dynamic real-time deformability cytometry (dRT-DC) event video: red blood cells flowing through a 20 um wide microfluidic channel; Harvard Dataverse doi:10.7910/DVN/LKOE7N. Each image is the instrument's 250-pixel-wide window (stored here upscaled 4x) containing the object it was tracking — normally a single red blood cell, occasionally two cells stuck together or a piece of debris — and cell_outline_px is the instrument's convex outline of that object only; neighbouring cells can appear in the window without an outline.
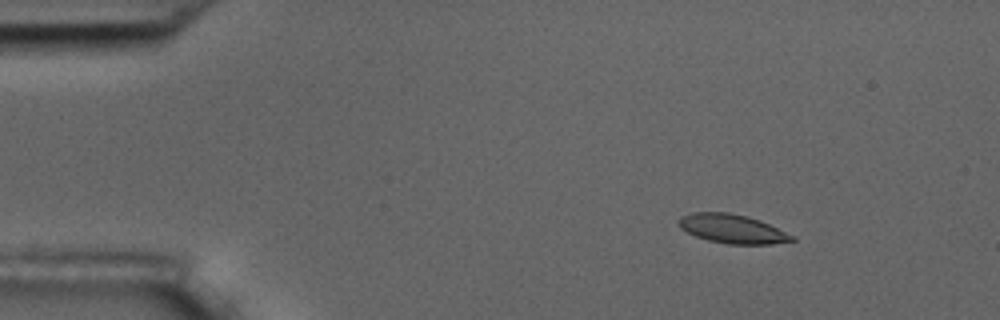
{"species": "common noctule bat (a hibernating species)", "species_latin": "Nyctalus noctula", "temperature_condition": "room temperature", "stored_images_in_passage": 7, "camera_frame_rate_fps": 3000, "um_per_image_px": 0.085, "animal": {"sex": "male", "body_mass_g": 17.5, "forearm_length_mm": 52.3}, "frame": {"image": 1, "passage_image": 3, "time_ms": 2.333, "image_size_px": [1000, 320], "cell_outline_px": [[796, 240], [772, 244], [728, 244], [708, 240], [696, 236], [680, 228], [680, 216], [692, 212], [728, 212], [748, 216], [760, 220], [796, 236]], "centroid_in_image_um": [62.29, 19.44], "position_along_channel_um": 22.7, "area_um2": 19.13}}
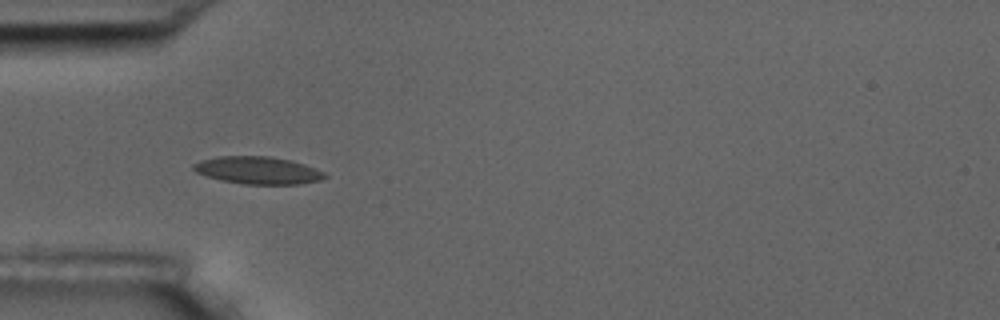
{"frame": {"image": 2, "passage_image": 6, "time_ms": 5.667, "image_size_px": [1000, 320], "cell_outline_px": [[328, 176], [320, 180], [300, 184], [244, 184], [220, 180], [196, 172], [192, 168], [192, 164], [200, 160], [216, 156], [268, 156], [292, 160], [304, 164], [324, 172]], "centroid_in_image_um": [21.9, 14.47], "position_along_channel_um": 63.1, "area_um2": 21.04}}